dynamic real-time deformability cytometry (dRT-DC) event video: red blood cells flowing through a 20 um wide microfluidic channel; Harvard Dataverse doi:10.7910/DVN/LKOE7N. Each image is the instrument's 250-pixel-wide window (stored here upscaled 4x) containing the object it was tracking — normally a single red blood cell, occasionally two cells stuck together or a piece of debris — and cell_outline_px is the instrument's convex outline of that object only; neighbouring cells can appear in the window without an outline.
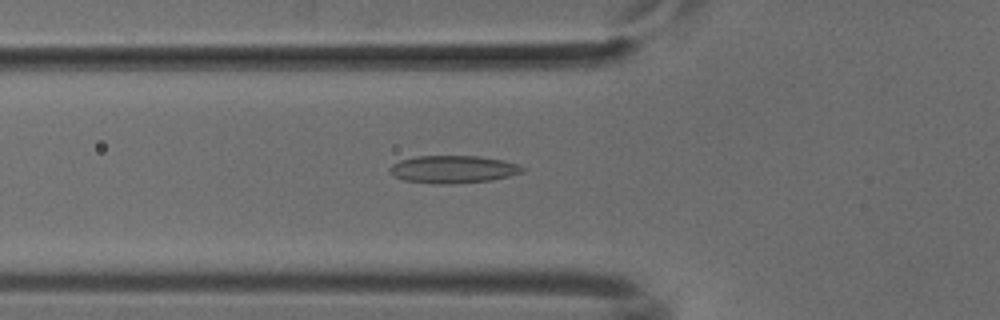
{"species": "common noctule bat (a hibernating species)", "species_latin": "Nyctalus noctula", "temperature_condition": "cold", "stored_images_in_passage": 52, "camera_frame_rate_fps": 3000, "um_per_image_px": 0.085, "animal": {"sex": "male", "body_mass_g": 18.8}, "frame": {"image": 1, "passage_image": 18, "time_ms": 5.667, "image_size_px": [1000, 320], "cell_outline_px": [[528, 168], [524, 172], [492, 180], [448, 184], [436, 184], [404, 180], [396, 176], [388, 168], [392, 164], [400, 160], [416, 156], [476, 156], [504, 160]], "centroid_in_image_um": [38.55, 14.39], "position_along_channel_um": 87.3, "area_um2": 21.27}}
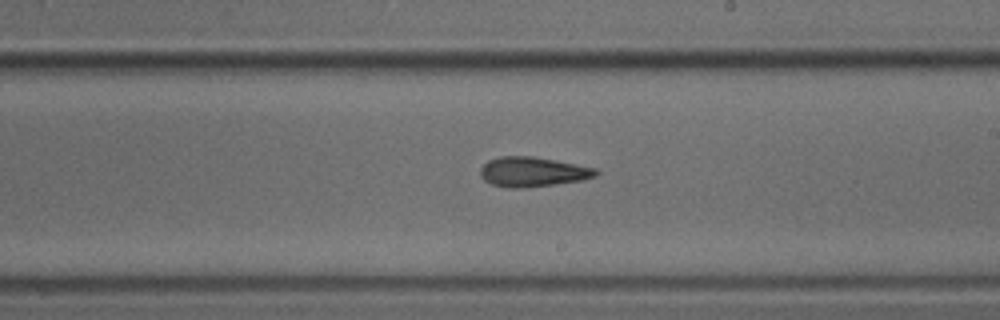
{"frame": {"image": 2, "passage_image": 30, "time_ms": 9.667, "image_size_px": [1000, 320], "cell_outline_px": [[600, 172], [596, 176], [580, 180], [524, 188], [508, 188], [492, 184], [484, 180], [480, 176], [480, 168], [488, 160], [500, 156], [532, 156], [596, 168]], "centroid_in_image_um": [45.24, 14.6], "position_along_channel_um": 243.8, "area_um2": 19.88}}
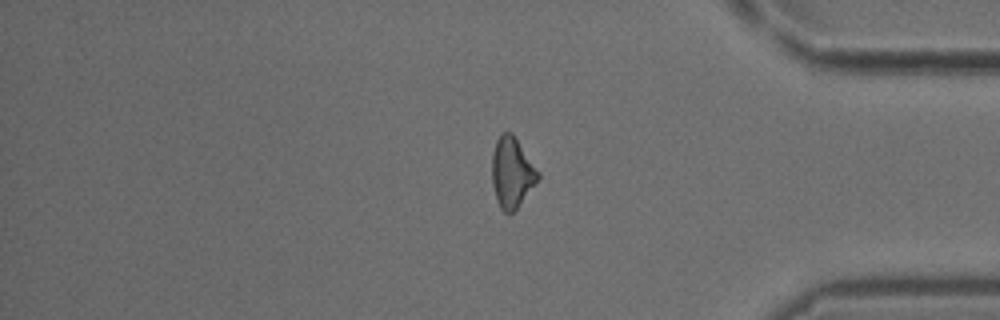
{"frame": {"image": 3, "passage_image": 43, "time_ms": 14.0, "image_size_px": [1000, 320], "cell_outline_px": [[540, 176], [516, 208], [512, 212], [504, 212], [500, 208], [496, 200], [492, 184], [492, 152], [496, 140], [500, 132], [512, 132], [540, 172]], "centroid_in_image_um": [43.49, 14.62], "position_along_channel_um": 391.7, "area_um2": 18.79}}